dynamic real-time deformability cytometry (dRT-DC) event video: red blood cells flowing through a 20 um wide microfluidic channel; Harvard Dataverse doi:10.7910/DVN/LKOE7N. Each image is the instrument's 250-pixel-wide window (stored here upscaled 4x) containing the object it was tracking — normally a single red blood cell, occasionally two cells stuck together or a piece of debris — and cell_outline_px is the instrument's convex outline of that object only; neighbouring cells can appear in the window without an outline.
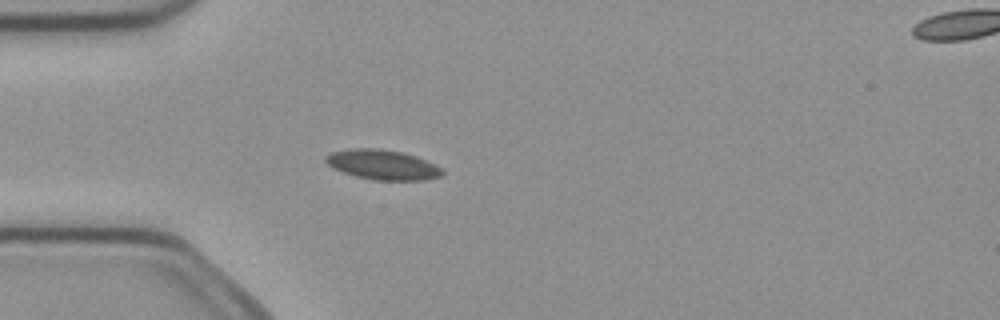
{"species": "common noctule bat (a hibernating species)", "species_latin": "Nyctalus noctula", "temperature_condition": "cold", "stored_images_in_passage": 4, "camera_frame_rate_fps": 3000, "um_per_image_px": 0.085, "animal": {"sex": "female", "body_mass_g": 21.9}, "frame": {"image": 1, "passage_image": 3, "time_ms": 0.667, "image_size_px": [1000, 320], "cell_outline_px": [[444, 176], [424, 180], [376, 180], [356, 176], [332, 168], [324, 160], [324, 156], [332, 152], [352, 148], [376, 148], [400, 152], [416, 156], [436, 164], [444, 172]], "centroid_in_image_um": [32.53, 14.0], "position_along_channel_um": 52.5, "area_um2": 20.29}}